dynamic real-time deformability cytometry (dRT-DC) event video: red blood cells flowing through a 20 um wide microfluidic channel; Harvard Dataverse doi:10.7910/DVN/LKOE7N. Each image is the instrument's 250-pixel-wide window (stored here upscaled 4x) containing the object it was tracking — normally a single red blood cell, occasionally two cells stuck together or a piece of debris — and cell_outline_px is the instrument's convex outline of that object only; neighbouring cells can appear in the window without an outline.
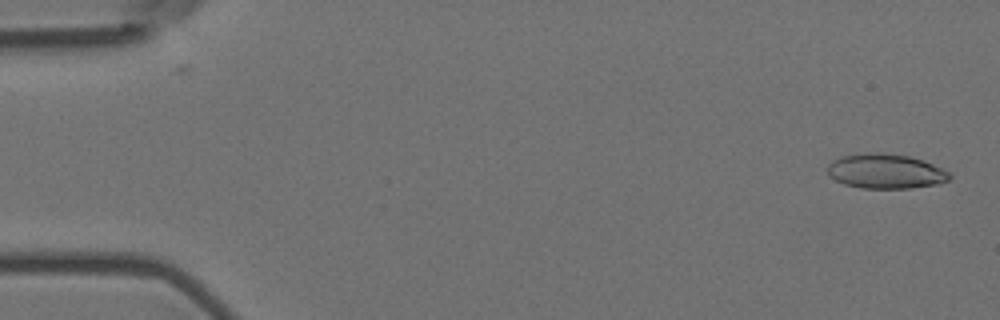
{"species": "Egyptian fruit bat (a non-hibernating species)", "species_latin": "Rousettus aegyptiacus", "temperature_condition": "room temperature", "stored_images_in_passage": 5, "camera_frame_rate_fps": 3000, "um_per_image_px": 0.085, "animal": {"sex": "female"}, "frame": {"image": 1, "passage_image": 1, "time_ms": 0.0, "image_size_px": [1000, 320], "cell_outline_px": [[952, 176], [948, 180], [940, 184], [912, 188], [860, 188], [844, 184], [828, 176], [828, 164], [832, 160], [840, 156], [864, 152], [884, 152], [908, 156], [924, 160], [948, 172]], "centroid_in_image_um": [75.25, 14.55], "position_along_channel_um": 9.7, "area_um2": 24.97}}
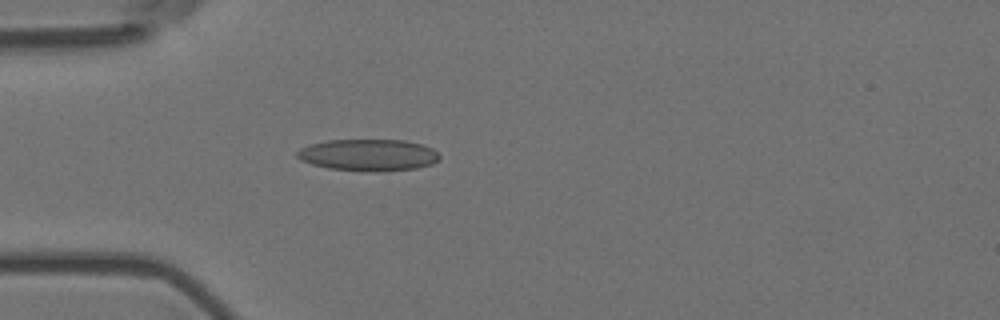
{"frame": {"image": 2, "passage_image": 5, "time_ms": 1.333, "image_size_px": [1000, 320], "cell_outline_px": [[440, 160], [432, 164], [416, 168], [384, 172], [360, 172], [328, 168], [312, 164], [300, 160], [296, 156], [296, 152], [300, 148], [312, 144], [328, 140], [404, 140], [420, 144], [432, 148], [440, 156]], "centroid_in_image_um": [31.31, 13.19], "position_along_channel_um": 53.7, "area_um2": 26.65}}